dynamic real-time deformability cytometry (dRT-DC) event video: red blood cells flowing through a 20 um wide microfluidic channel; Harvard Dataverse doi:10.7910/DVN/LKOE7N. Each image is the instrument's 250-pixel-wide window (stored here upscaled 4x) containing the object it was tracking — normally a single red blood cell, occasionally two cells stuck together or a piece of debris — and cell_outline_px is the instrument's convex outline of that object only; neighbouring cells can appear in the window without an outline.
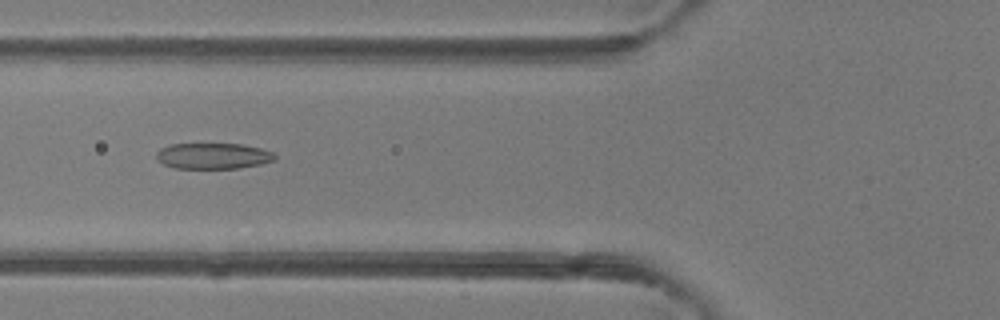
{"species": "common noctule bat (a hibernating species)", "species_latin": "Nyctalus noctula", "temperature_condition": "room temperature", "stored_images_in_passage": 49, "camera_frame_rate_fps": 3000, "um_per_image_px": 0.085, "animal": {"sex": "female"}, "frame": {"image": 1, "passage_image": 19, "time_ms": 6.0, "image_size_px": [1000, 320], "cell_outline_px": [[276, 160], [260, 164], [240, 168], [176, 168], [164, 164], [156, 160], [156, 152], [160, 148], [168, 144], [244, 144], [260, 148], [272, 152], [276, 156]], "centroid_in_image_um": [18.1, 13.25], "position_along_channel_um": 107.7, "area_um2": 17.98}}
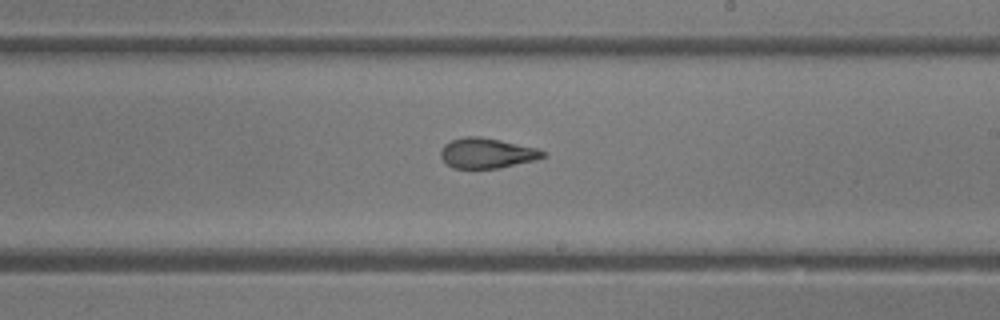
{"frame": {"image": 2, "passage_image": 29, "time_ms": 9.333, "image_size_px": [1000, 320], "cell_outline_px": [[544, 156], [536, 160], [500, 168], [452, 168], [440, 156], [440, 152], [444, 144], [452, 140], [464, 136], [480, 136], [500, 140], [536, 148], [544, 152]], "centroid_in_image_um": [41.36, 13.01], "position_along_channel_um": 247.6, "area_um2": 17.86}}
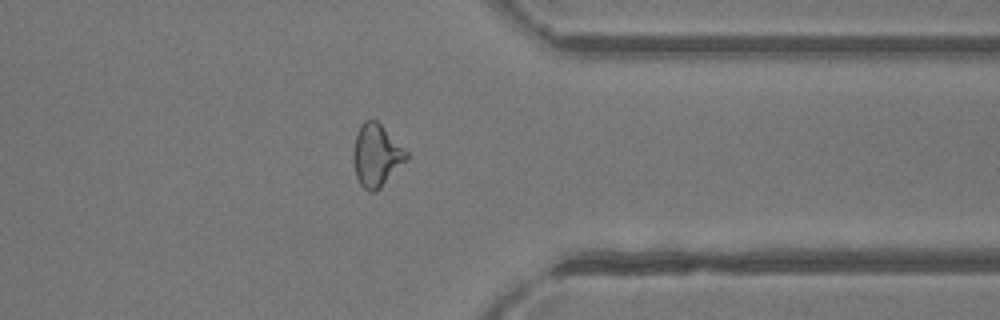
{"frame": {"image": 3, "passage_image": 39, "time_ms": 12.667, "image_size_px": [1000, 320], "cell_outline_px": [[408, 160], [376, 192], [368, 192], [360, 184], [356, 176], [352, 160], [352, 152], [356, 136], [364, 120], [376, 120], [408, 152]], "centroid_in_image_um": [31.99, 13.24], "position_along_channel_um": 379.4, "area_um2": 19.31}, "authors_computed_cell_mechanics": {"area_um2": 19.5942, "velocity_mm_per_s": 4.1849, "shape_relaxation_time_tau1_ms": 11.1851, "shape_relaxation_time_tau2_ms": 1.0606, "deformation_change_tau1": 0.2917, "deformation_change_tau2": 0.0876}}